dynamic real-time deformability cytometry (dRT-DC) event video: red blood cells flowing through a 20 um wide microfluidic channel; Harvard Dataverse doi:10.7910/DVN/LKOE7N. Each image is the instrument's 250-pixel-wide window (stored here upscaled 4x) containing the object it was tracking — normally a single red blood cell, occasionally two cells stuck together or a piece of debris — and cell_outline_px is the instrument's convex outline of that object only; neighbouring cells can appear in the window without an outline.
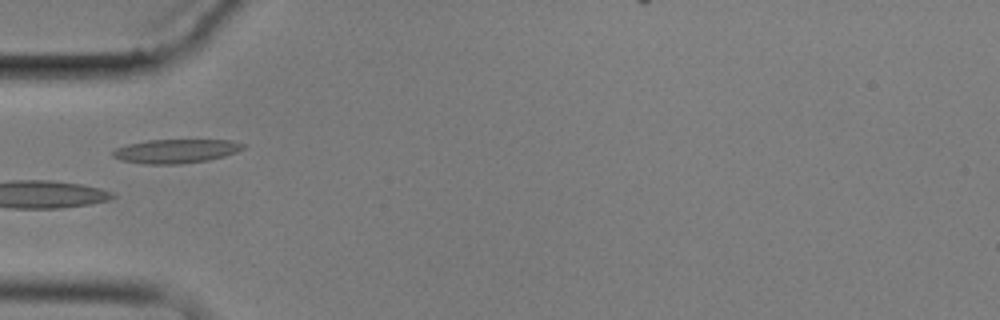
{"species": "common noctule bat (a hibernating species)", "species_latin": "Nyctalus noctula", "temperature_condition": "cold", "stored_images_in_passage": 14, "camera_frame_rate_fps": 3000, "um_per_image_px": 0.085, "animal": {"sex": "male", "body_mass_g": 17.9}, "frame": {"image": 1, "passage_image": 4, "time_ms": 5.333, "image_size_px": [1000, 320], "cell_outline_px": [[244, 148], [236, 152], [224, 156], [208, 160], [180, 164], [144, 164], [120, 160], [112, 156], [112, 152], [116, 148], [128, 144], [148, 140], [232, 140], [244, 144]], "centroid_in_image_um": [14.93, 12.85], "position_along_channel_um": 70.1, "area_um2": 18.15}}
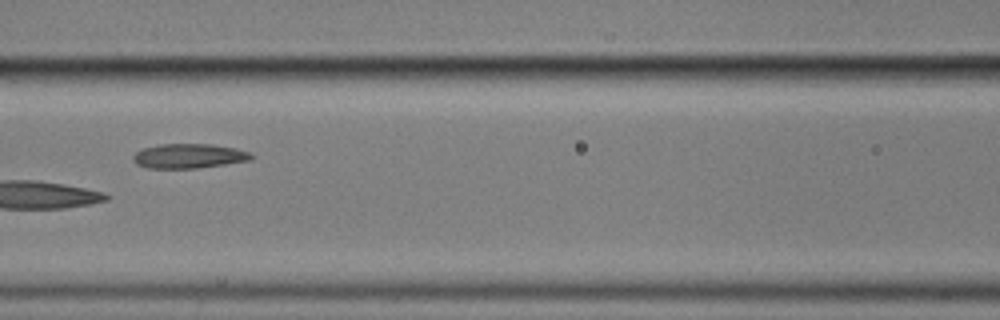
{"frame": {"image": 2, "passage_image": 6, "time_ms": 7.667, "image_size_px": [1000, 320], "cell_outline_px": [[252, 160], [196, 168], [148, 168], [136, 164], [132, 160], [132, 156], [136, 152], [144, 148], [160, 144], [212, 144], [236, 148], [252, 152]], "centroid_in_image_um": [16.06, 13.25], "position_along_channel_um": 150.5, "area_um2": 16.94}}
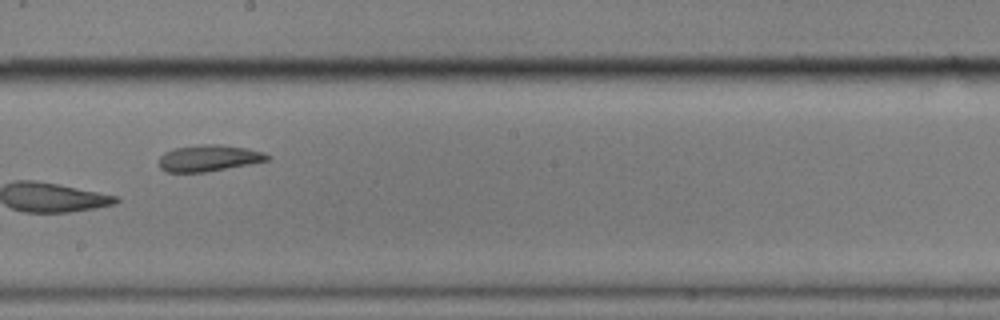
{"frame": {"image": 3, "passage_image": 8, "time_ms": 10.0, "image_size_px": [1000, 320], "cell_outline_px": [[272, 156], [268, 160], [252, 164], [204, 172], [168, 172], [160, 168], [160, 156], [164, 152], [172, 148], [200, 144], [220, 144], [248, 148], [264, 152]], "centroid_in_image_um": [17.77, 13.42], "position_along_channel_um": 230.4, "area_um2": 16.88}}